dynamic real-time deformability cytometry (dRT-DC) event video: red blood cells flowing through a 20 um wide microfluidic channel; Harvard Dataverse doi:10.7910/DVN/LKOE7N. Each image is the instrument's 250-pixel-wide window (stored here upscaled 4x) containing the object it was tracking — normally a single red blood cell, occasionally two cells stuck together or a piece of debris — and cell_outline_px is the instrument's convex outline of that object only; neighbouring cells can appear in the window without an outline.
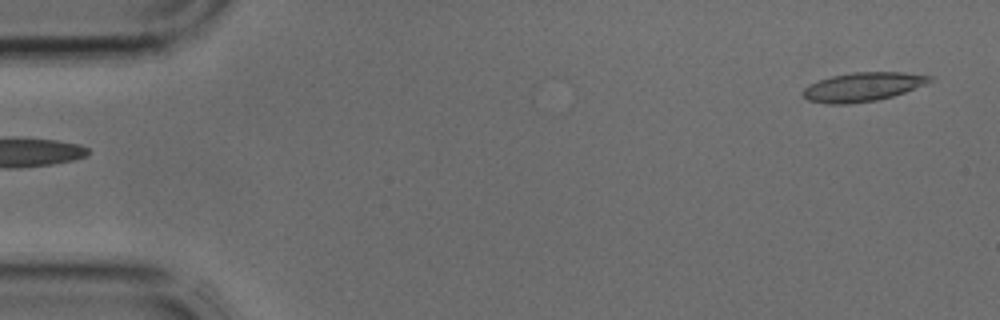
{"species": "common noctule bat (a hibernating species)", "species_latin": "Nyctalus noctula", "temperature_condition": "cold", "stored_images_in_passage": 4, "camera_frame_rate_fps": 3000, "um_per_image_px": 0.085, "animal": {"sex": "male", "body_mass_g": 17.9, "forearm_length_mm": 54.2}, "frame": {"image": 1, "passage_image": 1, "time_ms": 0.0, "image_size_px": [1000, 320], "cell_outline_px": [[932, 80], [924, 84], [904, 92], [892, 96], [876, 100], [848, 104], [828, 104], [808, 100], [804, 96], [804, 88], [808, 84], [832, 76], [852, 72], [904, 72], [932, 76]], "centroid_in_image_um": [73.32, 7.38], "position_along_channel_um": 11.7, "area_um2": 21.1}}
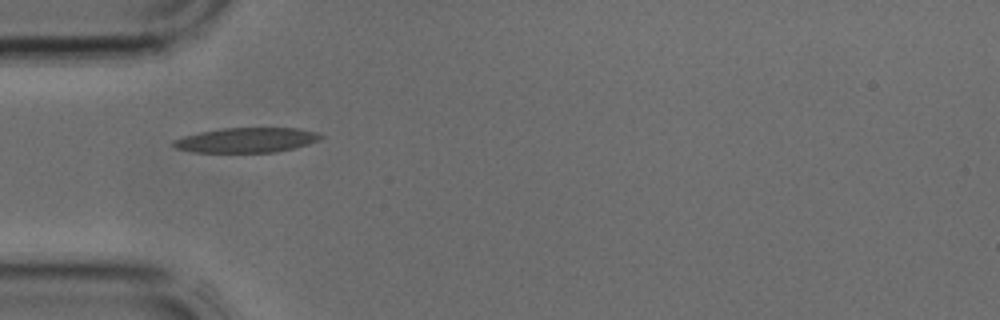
{"frame": {"image": 2, "passage_image": 4, "time_ms": 1.0, "image_size_px": [1000, 320], "cell_outline_px": [[324, 136], [320, 140], [308, 144], [276, 152], [192, 152], [176, 148], [172, 144], [172, 140], [184, 136], [200, 132], [220, 128], [300, 128], [316, 132]], "centroid_in_image_um": [20.95, 11.9], "position_along_channel_um": 64.0, "area_um2": 21.33}}